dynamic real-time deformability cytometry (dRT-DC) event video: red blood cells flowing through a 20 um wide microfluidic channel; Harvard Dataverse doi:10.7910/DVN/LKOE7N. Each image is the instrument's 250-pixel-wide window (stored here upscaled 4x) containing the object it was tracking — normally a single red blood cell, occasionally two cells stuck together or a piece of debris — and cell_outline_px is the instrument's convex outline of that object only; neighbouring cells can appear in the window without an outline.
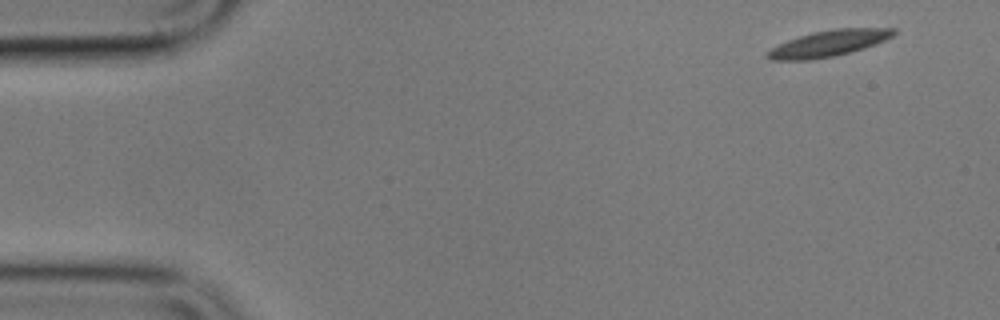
{"species": "common noctule bat (a hibernating species)", "species_latin": "Nyctalus noctula", "temperature_condition": "cold", "stored_images_in_passage": 8, "camera_frame_rate_fps": 3000, "um_per_image_px": 0.085, "animal": {"sex": "male", "body_mass_g": 17.9}, "frame": {"image": 1, "passage_image": 1, "time_ms": 0.0, "image_size_px": [1000, 320], "cell_outline_px": [[896, 32], [892, 36], [876, 44], [864, 48], [832, 56], [808, 60], [772, 60], [764, 56], [772, 48], [788, 40], [812, 32], [832, 28], [896, 28]], "centroid_in_image_um": [70.44, 3.67], "position_along_channel_um": 14.6, "area_um2": 19.02}}
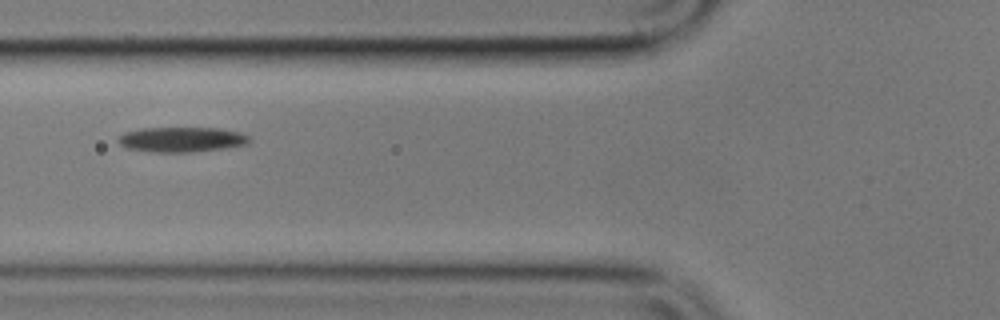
{"frame": {"image": 2, "passage_image": 6, "time_ms": 6.0, "image_size_px": [1000, 320], "cell_outline_px": [[252, 140], [248, 144], [224, 148], [192, 152], [152, 152], [128, 148], [120, 144], [116, 140], [124, 132], [140, 128], [220, 128], [240, 132], [248, 136]], "centroid_in_image_um": [15.45, 11.85], "position_along_channel_um": 110.4, "area_um2": 19.19}}
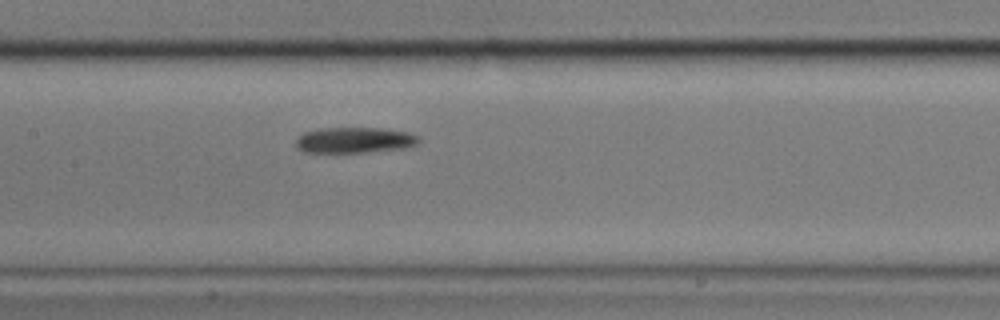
{"frame": {"image": 3, "passage_image": 8, "time_ms": 8.0, "image_size_px": [1000, 320], "cell_outline_px": [[420, 140], [416, 144], [404, 148], [368, 152], [304, 152], [296, 148], [296, 140], [304, 132], [320, 128], [388, 128], [408, 132], [420, 136]], "centroid_in_image_um": [30.16, 11.9], "position_along_channel_um": 177.2, "area_um2": 18.55}}